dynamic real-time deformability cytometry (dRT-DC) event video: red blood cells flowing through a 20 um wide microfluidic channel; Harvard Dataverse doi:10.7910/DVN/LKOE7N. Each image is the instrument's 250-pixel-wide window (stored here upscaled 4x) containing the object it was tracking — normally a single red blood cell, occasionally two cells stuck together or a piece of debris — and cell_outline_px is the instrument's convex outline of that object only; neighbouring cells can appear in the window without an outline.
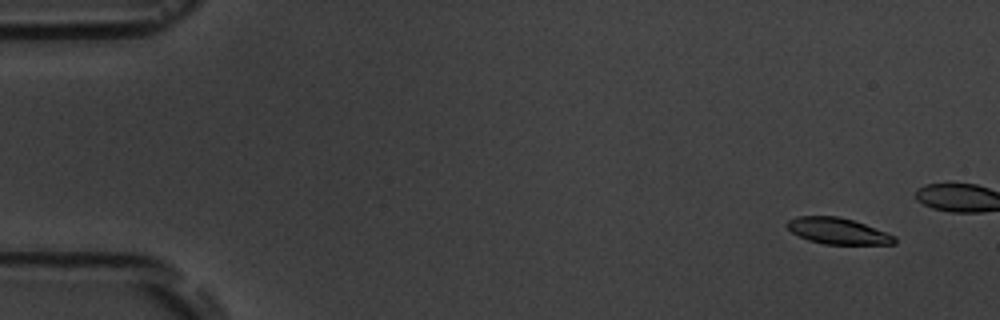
{"species": "common noctule bat (a hibernating species)", "species_latin": "Nyctalus noctula", "temperature_condition": "room temperature", "stored_images_in_passage": 5, "camera_frame_rate_fps": 3000, "um_per_image_px": 0.085, "animal": {"sex": "male", "body_mass_g": 19.5, "forearm_length_mm": 54.6}, "frame": {"image": 1, "passage_image": 1, "time_ms": 0.0, "image_size_px": [1000, 320], "cell_outline_px": [[896, 244], [824, 244], [808, 240], [792, 232], [784, 224], [788, 220], [796, 216], [836, 216], [852, 220], [864, 224], [896, 236]], "centroid_in_image_um": [71.19, 19.63], "position_along_channel_um": 13.8, "area_um2": 16.3}}